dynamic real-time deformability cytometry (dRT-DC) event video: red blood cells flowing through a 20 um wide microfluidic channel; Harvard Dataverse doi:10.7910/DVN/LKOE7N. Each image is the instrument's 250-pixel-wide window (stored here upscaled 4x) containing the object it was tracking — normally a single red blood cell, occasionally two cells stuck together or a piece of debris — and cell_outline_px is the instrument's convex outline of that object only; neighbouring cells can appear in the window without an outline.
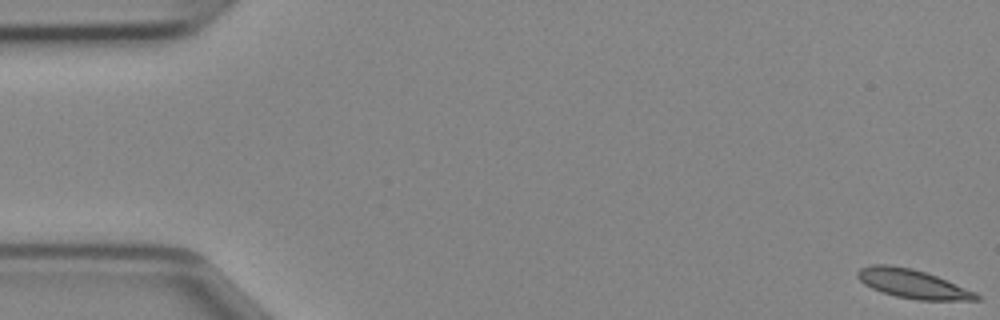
{"species": "Egyptian fruit bat (a non-hibernating species)", "species_latin": "Rousettus aegyptiacus", "temperature_condition": "cold", "stored_images_in_passage": 49, "camera_frame_rate_fps": 3000, "um_per_image_px": 0.085, "animal": {"sex": "female"}, "frame": {"image": 1, "passage_image": 1, "time_ms": 0.0, "image_size_px": [1000, 320], "cell_outline_px": [[980, 300], [916, 300], [896, 296], [880, 292], [864, 284], [856, 276], [856, 272], [860, 268], [872, 264], [888, 264], [912, 268], [936, 276], [976, 292], [980, 296]], "centroid_in_image_um": [77.54, 24.12], "position_along_channel_um": 7.5, "area_um2": 20.0}}
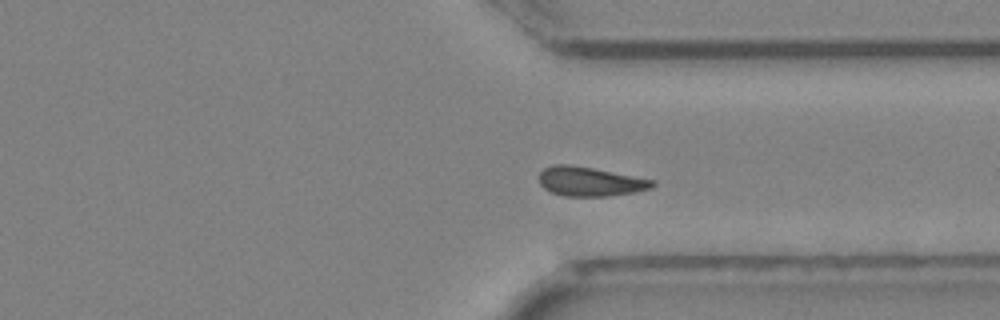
{"frame": {"image": 2, "passage_image": 36, "time_ms": 11.667, "image_size_px": [1000, 320], "cell_outline_px": [[656, 184], [652, 188], [632, 192], [608, 196], [564, 196], [552, 192], [544, 188], [540, 184], [540, 172], [544, 168], [552, 164], [568, 164], [592, 168], [656, 180]], "centroid_in_image_um": [50.16, 15.42], "position_along_channel_um": 361.2, "area_um2": 19.25}}
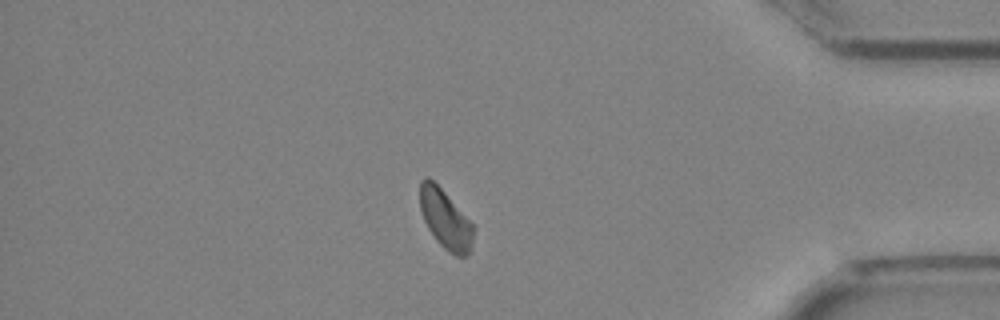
{"frame": {"image": 3, "passage_image": 41, "time_ms": 13.333, "image_size_px": [1000, 320], "cell_outline_px": [[472, 244], [468, 256], [456, 256], [448, 252], [436, 240], [428, 228], [424, 220], [420, 208], [420, 180], [424, 176], [428, 176], [444, 192], [472, 224]], "centroid_in_image_um": [37.82, 18.64], "position_along_channel_um": 397.4, "area_um2": 18.03}}